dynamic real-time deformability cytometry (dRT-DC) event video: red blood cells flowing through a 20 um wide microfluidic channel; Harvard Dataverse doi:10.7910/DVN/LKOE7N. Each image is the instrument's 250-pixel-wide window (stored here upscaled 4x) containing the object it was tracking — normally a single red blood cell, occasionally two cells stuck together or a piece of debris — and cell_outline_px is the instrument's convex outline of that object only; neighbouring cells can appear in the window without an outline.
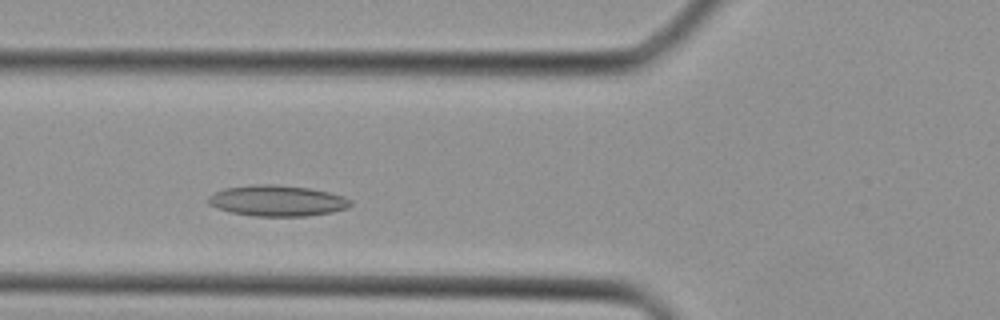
{"species": "Egyptian fruit bat (a non-hibernating species)", "species_latin": "Rousettus aegyptiacus", "temperature_condition": "cold", "stored_images_in_passage": 22, "camera_frame_rate_fps": 3000, "um_per_image_px": 0.085, "animal": {"sex": "female"}, "frame": {"image": 1, "passage_image": 4, "time_ms": 1.0, "image_size_px": [1000, 320], "cell_outline_px": [[352, 204], [348, 208], [332, 212], [308, 216], [252, 216], [228, 212], [216, 208], [208, 204], [208, 196], [224, 188], [252, 184], [276, 184], [308, 188], [328, 192], [344, 196], [352, 200]], "centroid_in_image_um": [23.55, 17.06], "position_along_channel_um": 102.2, "area_um2": 25.89}}
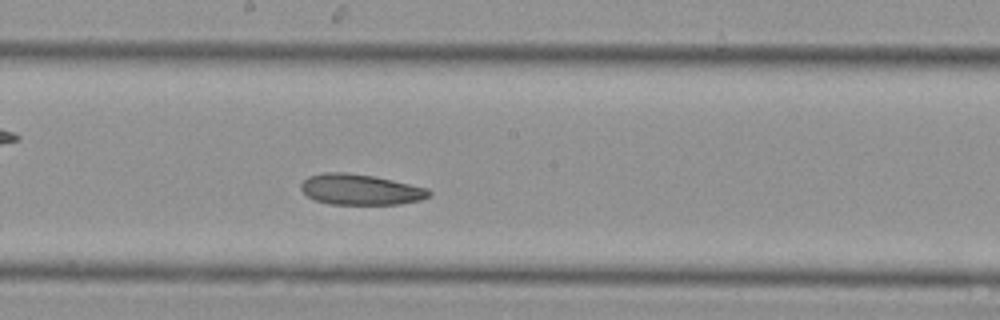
{"frame": {"image": 2, "passage_image": 11, "time_ms": 3.333, "image_size_px": [1000, 320], "cell_outline_px": [[432, 196], [420, 200], [400, 204], [328, 204], [316, 200], [308, 196], [300, 188], [300, 184], [308, 176], [324, 172], [344, 172], [376, 176], [428, 188], [432, 192]], "centroid_in_image_um": [30.66, 16.1], "position_along_channel_um": 217.5, "area_um2": 23.06}}
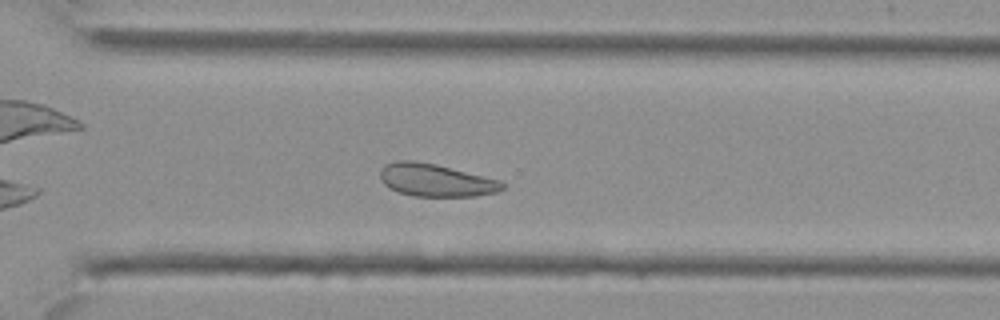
{"frame": {"image": 3, "passage_image": 18, "time_ms": 5.667, "image_size_px": [1000, 320], "cell_outline_px": [[504, 188], [496, 192], [476, 196], [412, 196], [396, 192], [388, 188], [380, 180], [380, 168], [384, 164], [396, 160], [416, 160], [436, 164], [500, 180], [504, 184]], "centroid_in_image_um": [36.97, 15.31], "position_along_channel_um": 333.6, "area_um2": 23.52}}